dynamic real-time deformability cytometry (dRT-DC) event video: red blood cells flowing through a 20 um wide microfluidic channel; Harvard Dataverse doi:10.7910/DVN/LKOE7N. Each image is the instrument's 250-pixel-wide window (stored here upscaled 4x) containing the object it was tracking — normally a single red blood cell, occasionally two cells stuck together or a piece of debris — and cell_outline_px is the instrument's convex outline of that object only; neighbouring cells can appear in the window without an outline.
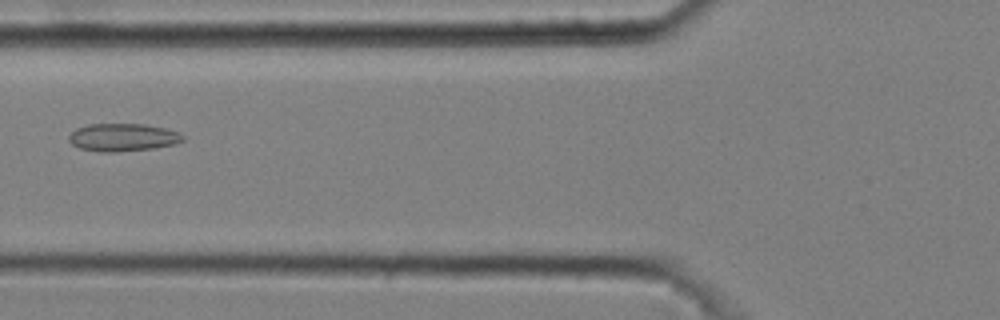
{"species": "common noctule bat (a hibernating species)", "species_latin": "Nyctalus noctula", "temperature_condition": "cold", "stored_images_in_passage": 7, "camera_frame_rate_fps": 3000, "um_per_image_px": 0.085, "animal": {"sex": "male", "body_mass_g": 20.4}, "frame": {"image": 1, "passage_image": 6, "time_ms": 1.667, "image_size_px": [1000, 320], "cell_outline_px": [[184, 140], [176, 144], [152, 148], [116, 152], [100, 152], [80, 148], [72, 144], [68, 140], [68, 136], [76, 128], [88, 124], [144, 124], [164, 128], [180, 132], [184, 136]], "centroid_in_image_um": [10.44, 11.67], "position_along_channel_um": 115.4, "area_um2": 18.5}}
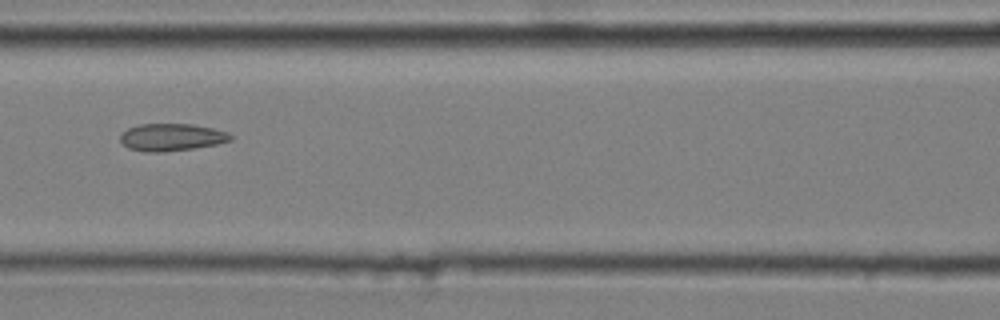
{"frame": {"image": 2, "passage_image": 7, "time_ms": 2.0, "image_size_px": [1000, 320], "cell_outline_px": [[232, 140], [216, 144], [192, 148], [164, 152], [144, 152], [128, 148], [120, 140], [120, 136], [128, 128], [140, 124], [192, 124], [212, 128], [228, 132], [232, 136]], "centroid_in_image_um": [14.58, 11.66], "position_along_channel_um": 152.0, "area_um2": 17.46}}